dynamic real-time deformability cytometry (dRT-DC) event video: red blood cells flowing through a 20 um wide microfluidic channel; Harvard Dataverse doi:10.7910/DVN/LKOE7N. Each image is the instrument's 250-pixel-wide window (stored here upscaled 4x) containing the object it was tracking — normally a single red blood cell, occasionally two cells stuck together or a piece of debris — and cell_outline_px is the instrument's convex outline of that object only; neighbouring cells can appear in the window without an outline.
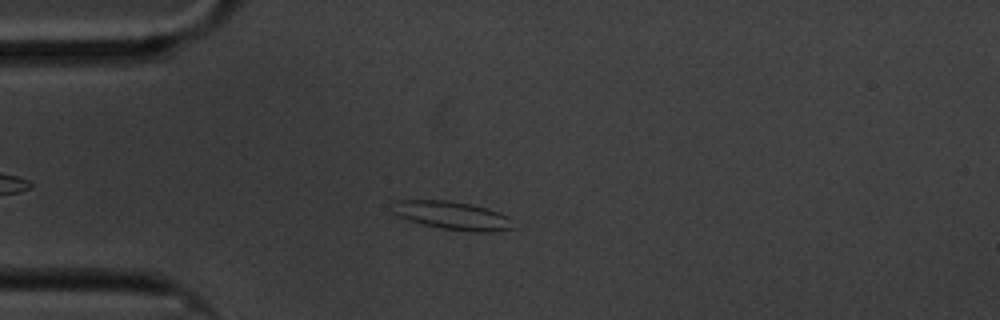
{"species": "common noctule bat (a hibernating species)", "species_latin": "Nyctalus noctula", "temperature_condition": "cold", "stored_images_in_passage": 40, "camera_frame_rate_fps": 3000, "um_per_image_px": 0.085, "animal": {"sex": "male", "body_mass_g": 20.1, "forearm_length_mm": 53.5}, "frame": {"image": 1, "passage_image": 8, "time_ms": 2.333, "image_size_px": [1000, 320], "cell_outline_px": [[516, 228], [492, 232], [472, 232], [440, 228], [408, 220], [392, 212], [400, 200], [448, 200], [472, 204], [488, 208], [500, 212], [508, 216]], "centroid_in_image_um": [38.56, 18.33], "position_along_channel_um": 46.4, "area_um2": 19.83}}
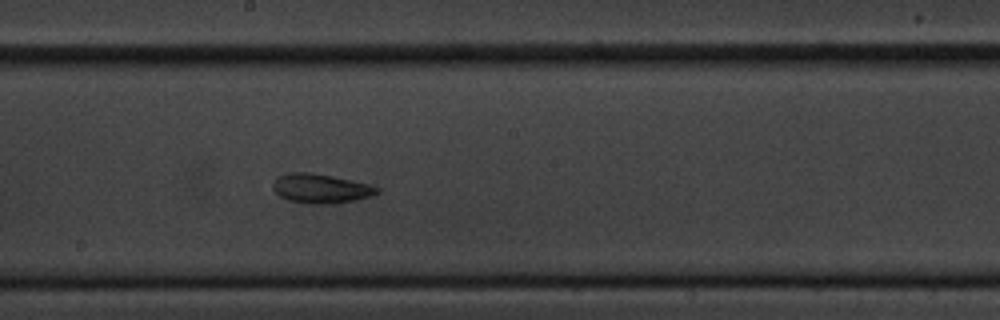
{"frame": {"image": 2, "passage_image": 25, "time_ms": 8.0, "image_size_px": [1000, 320], "cell_outline_px": [[380, 192], [368, 196], [336, 204], [308, 204], [288, 200], [280, 196], [272, 188], [272, 184], [276, 176], [288, 172], [308, 172], [332, 176], [368, 184], [380, 188]], "centroid_in_image_um": [27.2, 16.02], "position_along_channel_um": 221.0, "area_um2": 17.8}}
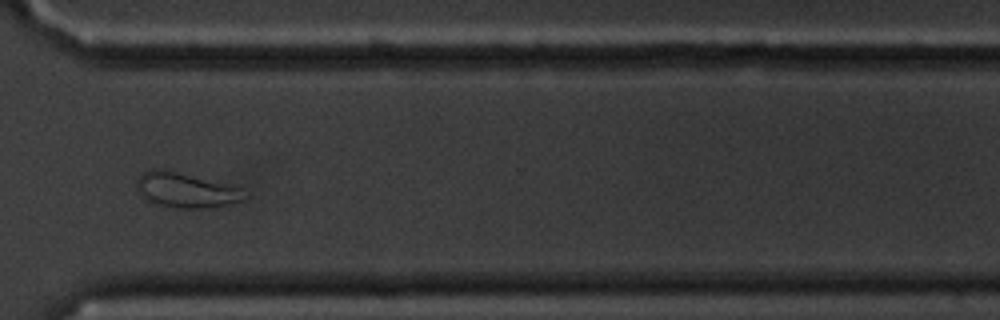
{"frame": {"image": 3, "passage_image": 37, "time_ms": 12.0, "image_size_px": [1000, 320], "cell_outline_px": [[248, 196], [240, 200], [228, 204], [204, 208], [180, 208], [156, 204], [144, 200], [140, 196], [136, 188], [136, 180], [144, 172], [152, 168], [160, 168], [240, 188]], "centroid_in_image_um": [15.7, 16.17], "position_along_channel_um": 354.9, "area_um2": 21.56}, "authors_computed_cell_mechanics": {"area_um2": 17.7735, "velocity_mm_per_s": 3.3445, "shape_relaxation_time_tau1_ms": 6.2036, "shape_relaxation_time_tau2_ms": 2.4049, "deformation_change_tau1": 0.1489, "deformation_change_tau2": 0.0886}}